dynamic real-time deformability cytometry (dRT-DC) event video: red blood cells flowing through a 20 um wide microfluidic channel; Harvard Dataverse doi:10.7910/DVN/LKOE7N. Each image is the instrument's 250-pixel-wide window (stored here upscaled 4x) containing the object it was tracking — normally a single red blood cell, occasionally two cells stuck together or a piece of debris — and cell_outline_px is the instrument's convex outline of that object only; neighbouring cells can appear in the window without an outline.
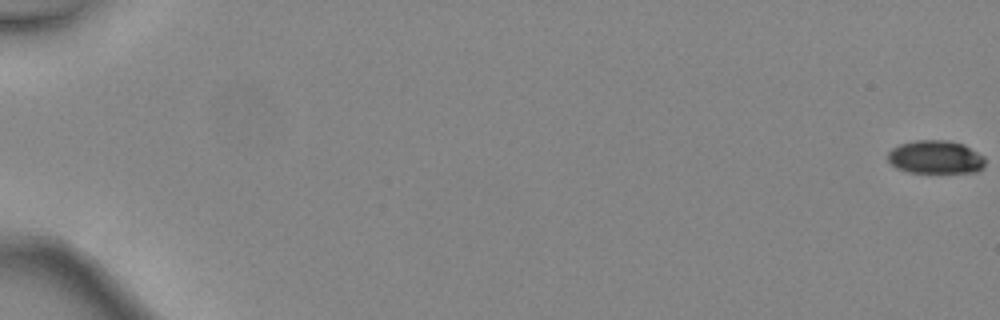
{"species": "common noctule bat (a hibernating species)", "species_latin": "Nyctalus noctula", "temperature_condition": "warm", "stored_images_in_passage": 48, "camera_frame_rate_fps": 3000, "um_per_image_px": 0.085, "animal": {"sex": "female", "body_mass_g": 24.6, "forearm_length_mm": 56.2}, "frame": {"image": 1, "passage_image": 1, "time_ms": 0.0, "image_size_px": [1000, 320], "cell_outline_px": [[984, 168], [976, 172], [908, 172], [896, 168], [888, 160], [888, 152], [892, 148], [900, 144], [916, 140], [948, 140], [964, 144], [984, 156]], "centroid_in_image_um": [79.53, 13.35], "position_along_channel_um": 5.5, "area_um2": 18.9}}
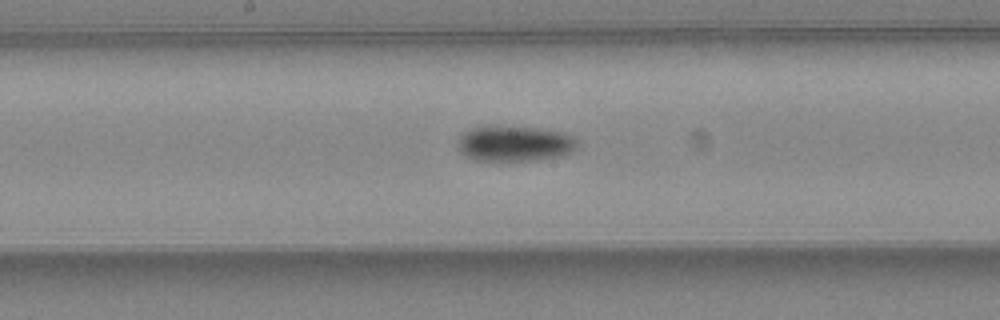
{"frame": {"image": 2, "passage_image": 28, "time_ms": 9.0, "image_size_px": [1000, 320], "cell_outline_px": [[576, 148], [560, 156], [532, 160], [472, 160], [464, 156], [456, 148], [456, 140], [464, 132], [472, 128], [536, 128], [564, 132], [572, 136], [576, 140]], "centroid_in_image_um": [43.68, 12.23], "position_along_channel_um": 204.5, "area_um2": 24.22}}
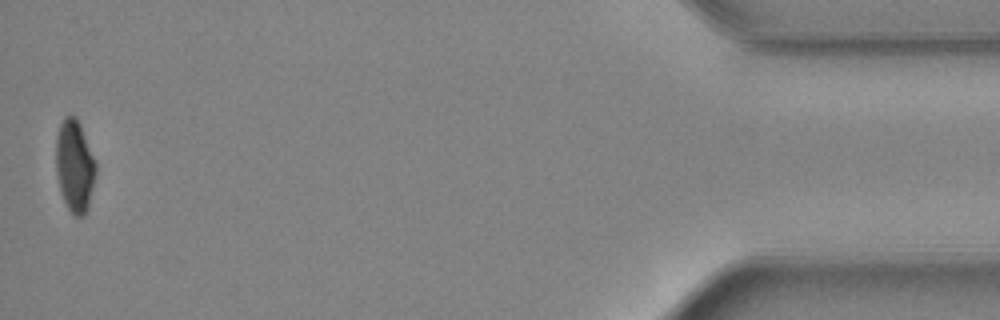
{"frame": {"image": 3, "passage_image": 48, "time_ms": 15.667, "image_size_px": [1000, 320], "cell_outline_px": [[96, 172], [88, 208], [84, 216], [76, 216], [68, 208], [60, 192], [56, 172], [56, 136], [60, 124], [64, 116], [76, 116], [80, 124], [96, 164]], "centroid_in_image_um": [6.33, 14.1], "position_along_channel_um": 428.9, "area_um2": 21.27}, "authors_computed_cell_mechanics": {"area_um2": 22.542, "velocity_mm_per_s": 4.5769, "shape_relaxation_time_tau1_ms": 3.9165, "shape_relaxation_time_tau2_ms": null, "deformation_change_tau1": 0.1477, "deformation_change_tau2": null}}